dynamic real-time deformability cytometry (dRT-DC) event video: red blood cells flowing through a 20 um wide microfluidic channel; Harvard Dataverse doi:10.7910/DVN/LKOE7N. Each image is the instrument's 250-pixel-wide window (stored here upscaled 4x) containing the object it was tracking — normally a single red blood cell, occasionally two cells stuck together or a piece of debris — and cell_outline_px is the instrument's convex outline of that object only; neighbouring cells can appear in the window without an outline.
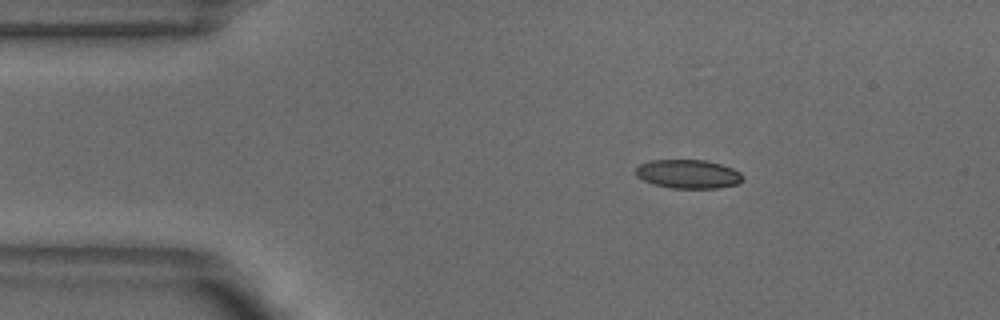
{"species": "common noctule bat (a hibernating species)", "species_latin": "Nyctalus noctula", "temperature_condition": "warm", "stored_images_in_passage": 50, "camera_frame_rate_fps": 3000, "um_per_image_px": 0.085, "animal": {"sex": "male", "body_mass_g": 18.8}, "frame": {"image": 1, "passage_image": 7, "time_ms": 2.0, "image_size_px": [1000, 320], "cell_outline_px": [[744, 180], [736, 184], [720, 188], [672, 188], [652, 184], [636, 176], [636, 168], [640, 164], [652, 160], [704, 160], [720, 164], [732, 168], [740, 172], [744, 176]], "centroid_in_image_um": [58.51, 14.8], "position_along_channel_um": 26.5, "area_um2": 17.98}}
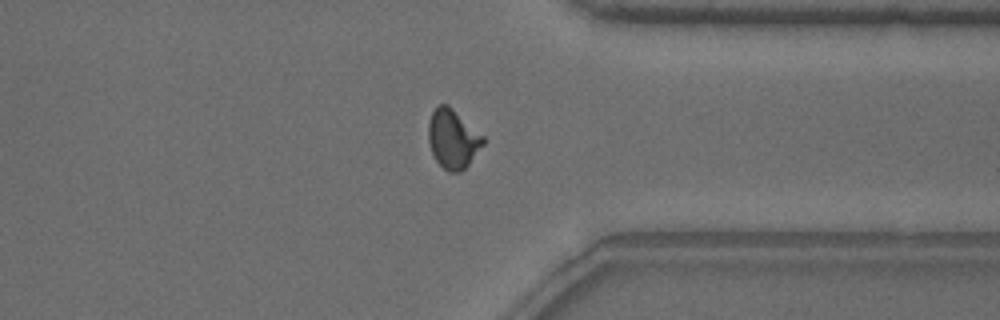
{"frame": {"image": 2, "passage_image": 38, "time_ms": 12.333, "image_size_px": [1000, 320], "cell_outline_px": [[484, 144], [468, 164], [460, 172], [448, 172], [436, 160], [432, 152], [428, 140], [428, 124], [432, 112], [440, 104], [448, 104], [484, 136]], "centroid_in_image_um": [38.49, 11.8], "position_along_channel_um": 372.9, "area_um2": 18.67}}
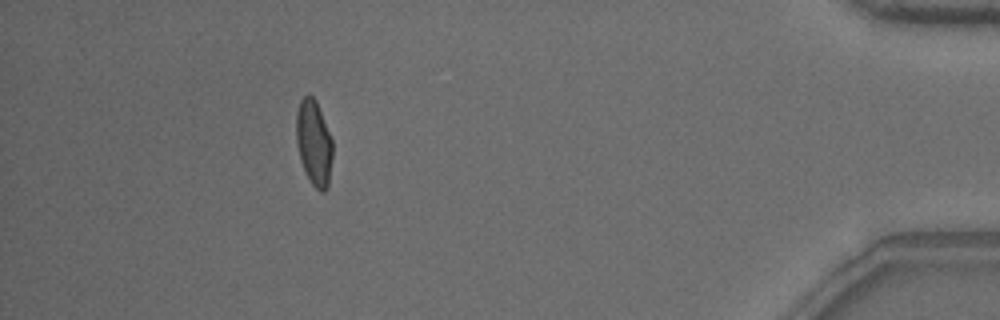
{"frame": {"image": 3, "passage_image": 45, "time_ms": 14.667, "image_size_px": [1000, 320], "cell_outline_px": [[332, 156], [328, 184], [324, 192], [320, 192], [312, 184], [304, 172], [300, 160], [296, 144], [296, 112], [300, 100], [304, 96], [312, 96], [316, 100], [332, 140]], "centroid_in_image_um": [26.66, 12.15], "position_along_channel_um": 408.5, "area_um2": 18.09}, "authors_computed_cell_mechanics": {"area_um2": 18.0625, "velocity_mm_per_s": 3.8836, "shape_relaxation_time_tau1_ms": 3.427, "shape_relaxation_time_tau2_ms": 0.8122, "deformation_change_tau1": 0.1312, "deformation_change_tau2": 0.0505}}